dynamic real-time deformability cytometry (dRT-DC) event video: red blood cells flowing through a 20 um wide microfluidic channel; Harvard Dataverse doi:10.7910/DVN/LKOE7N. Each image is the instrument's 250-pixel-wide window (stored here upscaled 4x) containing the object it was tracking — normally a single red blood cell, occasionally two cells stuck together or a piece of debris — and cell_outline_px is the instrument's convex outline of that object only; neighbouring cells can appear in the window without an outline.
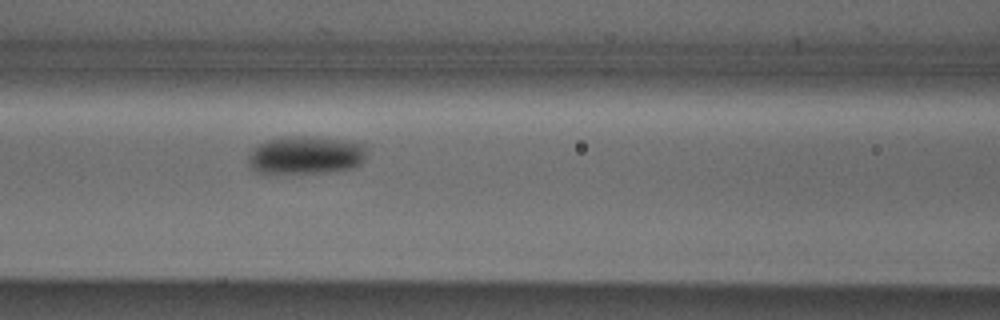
{"species": "Egyptian fruit bat (a non-hibernating species)", "species_latin": "Rousettus aegyptiacus", "temperature_condition": "cold", "stored_images_in_passage": 6, "camera_frame_rate_fps": 3000, "um_per_image_px": 0.085, "animal": {"sex": "male"}, "frame": {"image": 1, "passage_image": 6, "time_ms": 1.667, "image_size_px": [1000, 320], "cell_outline_px": [[368, 156], [360, 164], [352, 168], [324, 172], [256, 172], [248, 164], [248, 156], [252, 148], [268, 140], [280, 136], [308, 136], [344, 140], [364, 144]], "centroid_in_image_um": [26.0, 13.16], "position_along_channel_um": 140.6, "area_um2": 26.18}}